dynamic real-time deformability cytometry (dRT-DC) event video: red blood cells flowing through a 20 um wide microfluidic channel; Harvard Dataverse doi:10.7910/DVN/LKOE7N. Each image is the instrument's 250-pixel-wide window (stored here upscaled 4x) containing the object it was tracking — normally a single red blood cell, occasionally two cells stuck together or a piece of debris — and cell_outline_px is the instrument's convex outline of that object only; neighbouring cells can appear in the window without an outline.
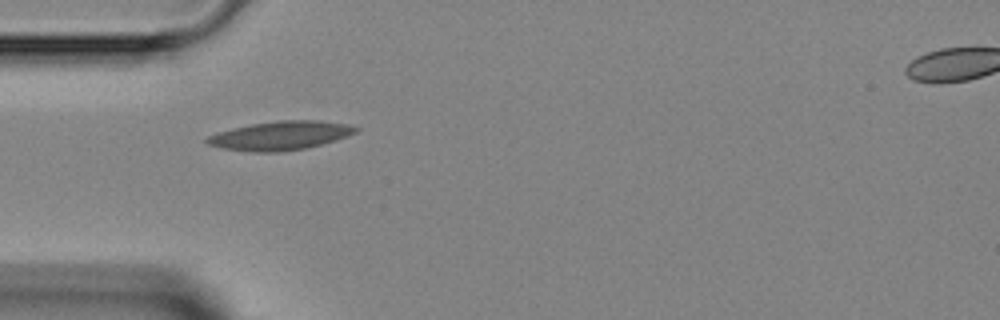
{"species": "Egyptian fruit bat (a non-hibernating species)", "species_latin": "Rousettus aegyptiacus", "temperature_condition": "room temperature", "stored_images_in_passage": 30, "camera_frame_rate_fps": 3000, "um_per_image_px": 0.085, "animal": {"sex": "female"}, "frame": {"image": 1, "passage_image": 1, "time_ms": 0.0, "image_size_px": [1000, 320], "cell_outline_px": [[360, 128], [356, 132], [348, 136], [336, 140], [304, 148], [284, 152], [248, 152], [220, 148], [208, 144], [204, 140], [208, 136], [216, 132], [232, 128], [252, 124], [280, 120], [320, 120], [348, 124]], "centroid_in_image_um": [23.81, 11.53], "position_along_channel_um": 61.2, "area_um2": 25.14}}
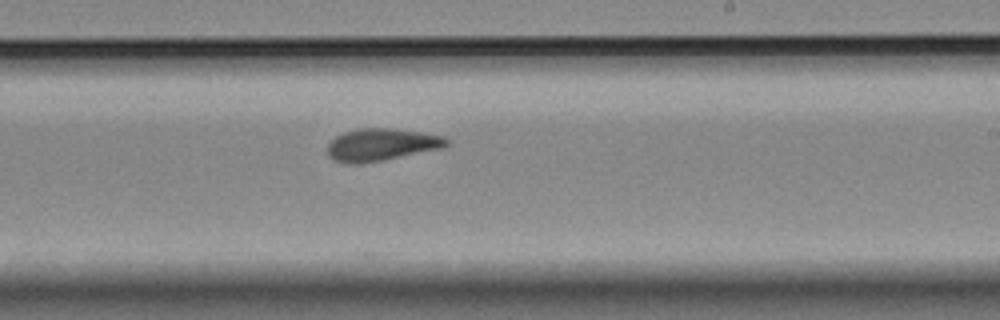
{"frame": {"image": 2, "passage_image": 15, "time_ms": 4.667, "image_size_px": [1000, 320], "cell_outline_px": [[452, 144], [444, 148], [384, 160], [360, 164], [348, 164], [332, 160], [328, 156], [328, 144], [336, 136], [344, 132], [360, 128], [388, 128], [420, 132], [444, 136], [452, 140]], "centroid_in_image_um": [32.47, 12.31], "position_along_channel_um": 256.5, "area_um2": 22.77}}
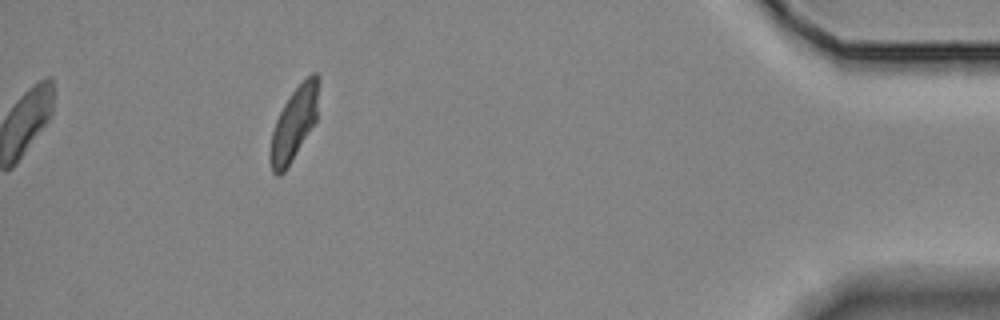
{"frame": {"image": 3, "passage_image": 30, "time_ms": 9.667, "image_size_px": [1000, 320], "cell_outline_px": [[320, 76], [316, 120], [284, 172], [280, 176], [276, 176], [272, 172], [268, 156], [268, 152], [272, 132], [276, 120], [284, 104], [292, 92], [312, 72], [316, 72]], "centroid_in_image_um": [24.98, 10.51], "position_along_channel_um": 410.2, "area_um2": 20.52}}